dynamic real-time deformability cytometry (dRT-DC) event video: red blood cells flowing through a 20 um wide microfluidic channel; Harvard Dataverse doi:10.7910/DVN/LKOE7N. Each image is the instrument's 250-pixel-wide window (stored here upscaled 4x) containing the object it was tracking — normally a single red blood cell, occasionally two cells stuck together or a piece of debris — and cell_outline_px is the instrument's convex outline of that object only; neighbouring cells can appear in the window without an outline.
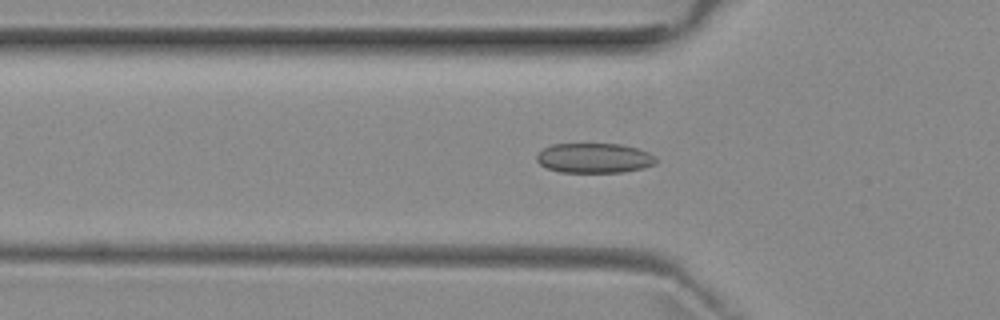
{"species": "common noctule bat (a hibernating species)", "species_latin": "Nyctalus noctula", "temperature_condition": "room temperature", "stored_images_in_passage": 51, "camera_frame_rate_fps": 3000, "um_per_image_px": 0.085, "animal": {"sex": "female", "body_mass_g": 29.2, "forearm_length_mm": 56.3}, "frame": {"image": 1, "passage_image": 16, "time_ms": 5.0, "image_size_px": [1000, 320], "cell_outline_px": [[656, 164], [644, 168], [624, 172], [560, 172], [548, 168], [540, 164], [536, 160], [536, 156], [544, 148], [552, 144], [620, 144], [636, 148], [648, 152], [656, 156]], "centroid_in_image_um": [50.53, 13.44], "position_along_channel_um": 75.3, "area_um2": 20.75}}
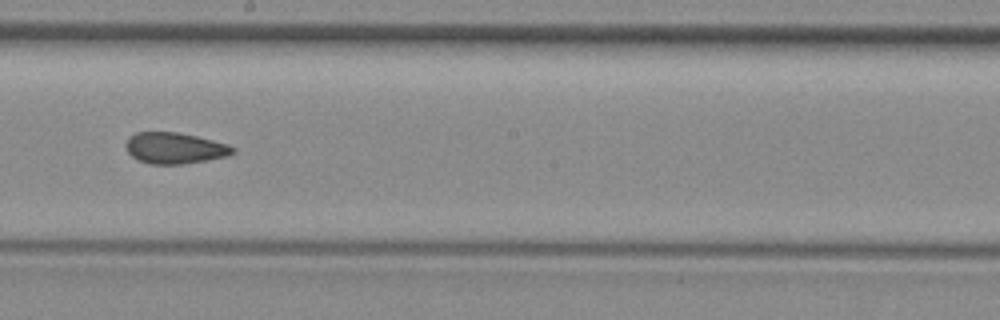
{"frame": {"image": 2, "passage_image": 28, "time_ms": 9.0, "image_size_px": [1000, 320], "cell_outline_px": [[236, 152], [228, 156], [184, 164], [148, 164], [132, 156], [128, 152], [124, 144], [128, 136], [136, 132], [176, 132], [196, 136], [228, 144], [236, 148]], "centroid_in_image_um": [14.85, 12.59], "position_along_channel_um": 233.4, "area_um2": 19.54}}
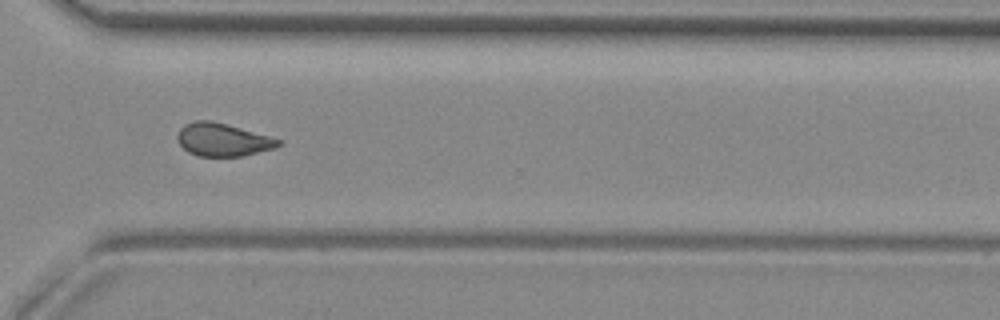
{"frame": {"image": 3, "passage_image": 37, "time_ms": 12.0, "image_size_px": [1000, 320], "cell_outline_px": [[284, 144], [272, 148], [244, 156], [200, 156], [188, 152], [180, 144], [176, 136], [180, 128], [184, 124], [196, 120], [212, 120], [228, 124], [268, 136], [280, 140]], "centroid_in_image_um": [18.91, 11.86], "position_along_channel_um": 351.7, "area_um2": 19.31}, "authors_computed_cell_mechanics": {"area_um2": 19.7676, "velocity_mm_per_s": 3.9417, "shape_relaxation_time_tau1_ms": null, "shape_relaxation_time_tau2_ms": 1.9816, "deformation_change_tau1": null, "deformation_change_tau2": 0.0811}}